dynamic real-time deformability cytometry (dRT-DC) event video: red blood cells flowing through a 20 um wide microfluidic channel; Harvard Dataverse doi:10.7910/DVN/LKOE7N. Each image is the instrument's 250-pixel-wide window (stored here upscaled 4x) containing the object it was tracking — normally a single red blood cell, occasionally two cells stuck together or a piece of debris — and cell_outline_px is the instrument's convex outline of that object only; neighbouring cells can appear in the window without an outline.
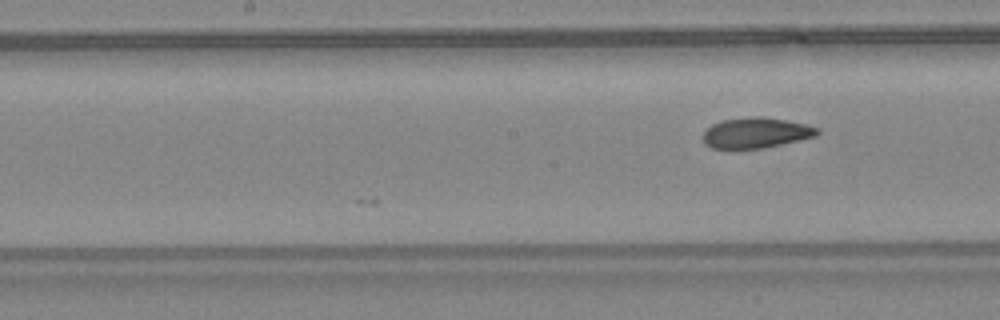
{"species": "common noctule bat (a hibernating species)", "species_latin": "Nyctalus noctula", "temperature_condition": "warm", "stored_images_in_passage": 18, "camera_frame_rate_fps": 3000, "um_per_image_px": 0.085, "animal": {"sex": "female", "body_mass_g": 24.6, "forearm_length_mm": 56.2}, "frame": {"image": 1, "passage_image": 18, "time_ms": 5.667, "image_size_px": [1000, 320], "cell_outline_px": [[820, 132], [816, 136], [800, 140], [764, 148], [712, 148], [704, 144], [704, 132], [712, 124], [720, 120], [752, 116], [764, 116], [788, 120], [808, 124], [820, 128]], "centroid_in_image_um": [64.3, 11.27], "position_along_channel_um": 183.9, "area_um2": 20.52}}